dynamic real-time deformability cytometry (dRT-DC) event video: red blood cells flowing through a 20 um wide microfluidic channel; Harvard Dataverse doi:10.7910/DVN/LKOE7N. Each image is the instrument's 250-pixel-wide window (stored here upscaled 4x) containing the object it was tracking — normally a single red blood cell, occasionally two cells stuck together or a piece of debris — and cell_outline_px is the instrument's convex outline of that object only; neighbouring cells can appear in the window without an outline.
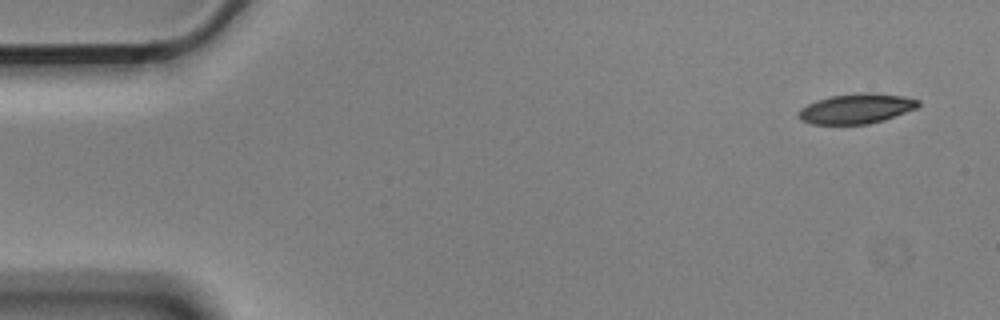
{"species": "Egyptian fruit bat (a non-hibernating species)", "species_latin": "Rousettus aegyptiacus", "temperature_condition": "cold", "stored_images_in_passage": 54, "camera_frame_rate_fps": 3000, "um_per_image_px": 0.085, "animal": {"sex": "male"}, "frame": {"image": 1, "passage_image": 1, "time_ms": 0.0, "image_size_px": [1000, 320], "cell_outline_px": [[920, 104], [916, 108], [884, 120], [868, 124], [808, 124], [800, 120], [796, 116], [800, 108], [816, 100], [832, 96], [868, 92], [872, 92], [904, 96], [920, 100]], "centroid_in_image_um": [72.76, 9.24], "position_along_channel_um": 12.2, "area_um2": 20.98}}
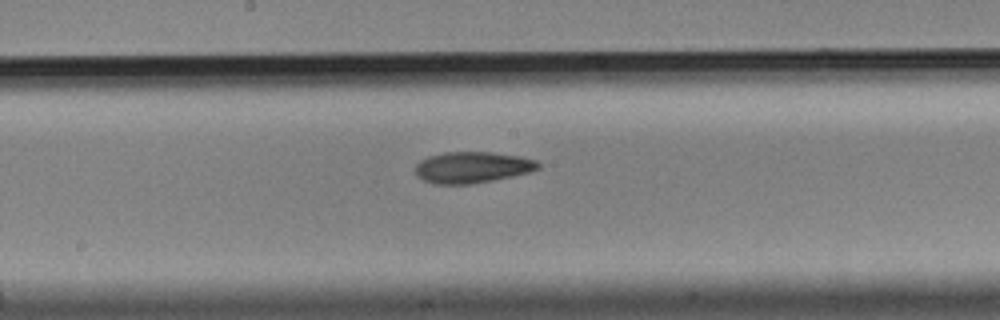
{"frame": {"image": 2, "passage_image": 27, "time_ms": 8.667, "image_size_px": [1000, 320], "cell_outline_px": [[540, 168], [528, 172], [512, 176], [472, 184], [432, 184], [416, 176], [416, 164], [420, 160], [428, 156], [444, 152], [492, 152], [520, 156], [536, 160], [540, 164]], "centroid_in_image_um": [40.12, 14.22], "position_along_channel_um": 208.1, "area_um2": 22.43}}
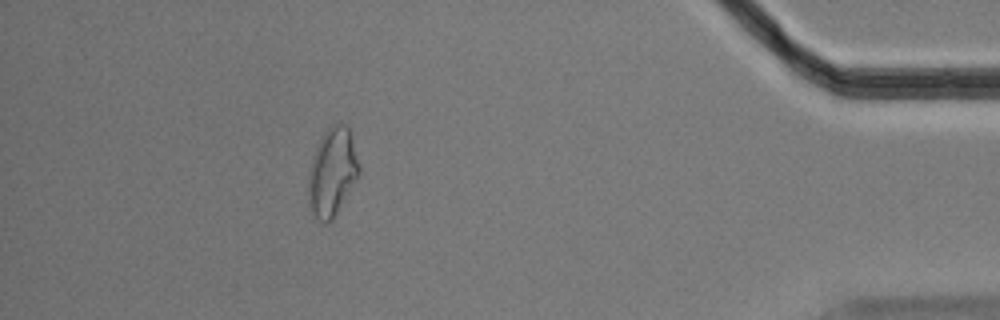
{"frame": {"image": 3, "passage_image": 48, "time_ms": 15.667, "image_size_px": [1000, 320], "cell_outline_px": [[360, 176], [332, 220], [324, 224], [316, 220], [312, 216], [308, 204], [308, 172], [312, 156], [324, 132], [332, 124], [344, 124], [348, 128], [360, 164]], "centroid_in_image_um": [28.23, 14.69], "position_along_channel_um": 407.0, "area_um2": 26.41}, "authors_computed_cell_mechanics": {"area_um2": 22.253, "velocity_mm_per_s": 3.5732, "shape_relaxation_time_tau1_ms": 8.1679, "shape_relaxation_time_tau2_ms": null, "deformation_change_tau1": 0.1751, "deformation_change_tau2": null}}